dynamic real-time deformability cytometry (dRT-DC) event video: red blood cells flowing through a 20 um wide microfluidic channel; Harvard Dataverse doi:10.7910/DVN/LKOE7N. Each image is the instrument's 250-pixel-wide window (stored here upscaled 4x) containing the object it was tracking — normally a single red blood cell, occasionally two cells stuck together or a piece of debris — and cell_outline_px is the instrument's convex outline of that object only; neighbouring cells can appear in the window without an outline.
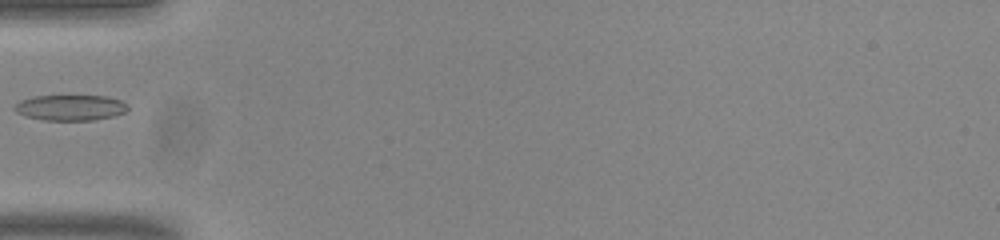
{"species": "common noctule bat (a hibernating species)", "species_latin": "Nyctalus noctula", "temperature_condition": "room temperature", "stored_images_in_passage": 36, "camera_frame_rate_fps": 3000, "um_per_image_px": 0.085, "animal": {"sex": "male", "body_mass_g": 20.0, "forearm_length_mm": 53.3}, "frame": {"image": 1, "passage_image": 1, "time_ms": 0.0, "image_size_px": [1000, 240], "cell_outline_px": [[128, 108], [124, 112], [112, 116], [92, 120], [44, 120], [24, 116], [16, 112], [12, 108], [20, 100], [32, 96], [104, 96], [120, 100], [128, 104]], "centroid_in_image_um": [5.94, 9.15], "position_along_channel_um": 79.1, "area_um2": 16.88}}
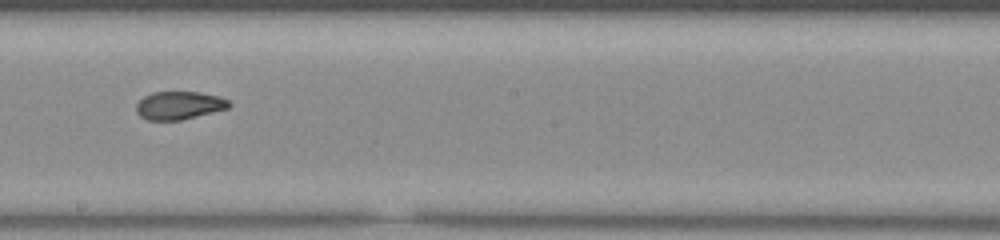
{"frame": {"image": 2, "passage_image": 13, "time_ms": 4.0, "image_size_px": [1000, 240], "cell_outline_px": [[232, 104], [228, 108], [180, 120], [148, 120], [140, 116], [136, 112], [136, 104], [144, 96], [152, 92], [200, 92], [220, 96], [228, 100]], "centroid_in_image_um": [15.22, 8.95], "position_along_channel_um": 233.0, "area_um2": 15.14}}
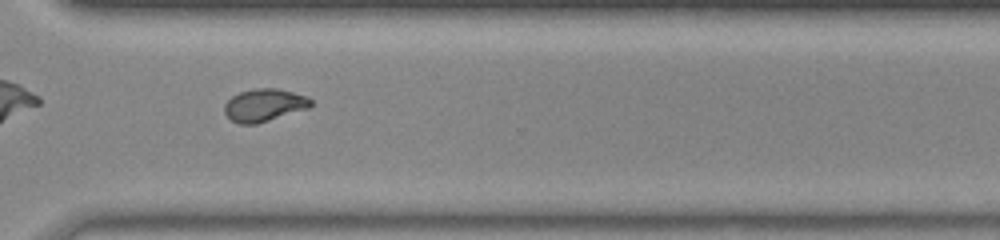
{"frame": {"image": 3, "passage_image": 22, "time_ms": 7.0, "image_size_px": [1000, 240], "cell_outline_px": [[312, 104], [308, 108], [256, 124], [240, 124], [232, 120], [224, 112], [224, 104], [232, 96], [240, 92], [256, 88], [276, 88], [308, 96], [312, 100]], "centroid_in_image_um": [22.46, 8.93], "position_along_channel_um": 348.1, "area_um2": 16.3}}